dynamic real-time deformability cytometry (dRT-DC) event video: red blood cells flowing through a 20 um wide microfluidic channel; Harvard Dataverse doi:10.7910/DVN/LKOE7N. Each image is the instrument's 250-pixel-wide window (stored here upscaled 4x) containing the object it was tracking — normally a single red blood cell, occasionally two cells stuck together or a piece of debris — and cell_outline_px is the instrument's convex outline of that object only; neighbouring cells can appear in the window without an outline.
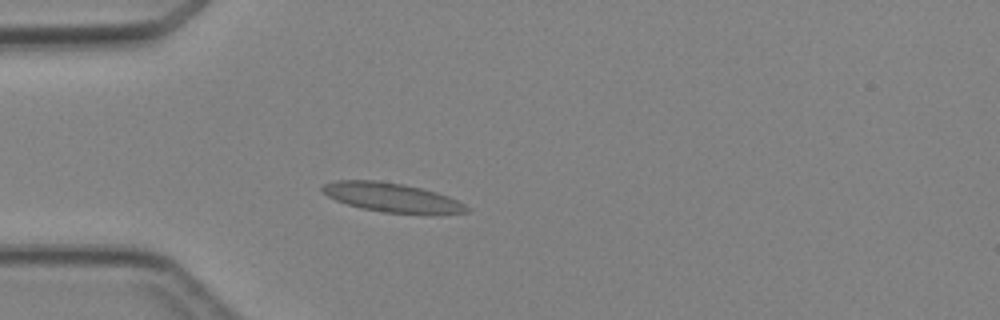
{"species": "Egyptian fruit bat (a non-hibernating species)", "species_latin": "Rousettus aegyptiacus", "temperature_condition": "cold", "stored_images_in_passage": 1, "camera_frame_rate_fps": 3000, "um_per_image_px": 0.085, "animal": {"sex": "female"}, "frame": {"image": 1, "passage_image": 1, "time_ms": 0.0, "image_size_px": [1000, 320], "cell_outline_px": [[472, 208], [468, 212], [432, 216], [384, 212], [364, 208], [348, 204], [336, 200], [328, 196], [320, 188], [324, 184], [336, 180], [376, 180], [404, 184], [436, 192], [448, 196]], "centroid_in_image_um": [33.4, 16.81], "position_along_channel_um": 51.6, "area_um2": 24.85}}